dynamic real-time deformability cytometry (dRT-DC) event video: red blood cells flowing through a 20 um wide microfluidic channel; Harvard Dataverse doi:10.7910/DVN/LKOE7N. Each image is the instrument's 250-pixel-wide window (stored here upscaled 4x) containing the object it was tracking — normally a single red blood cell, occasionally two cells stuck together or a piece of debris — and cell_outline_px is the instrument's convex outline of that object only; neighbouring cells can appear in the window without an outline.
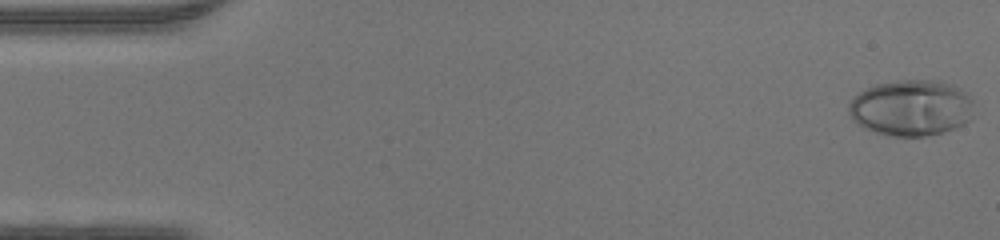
{"species": "human", "species_latin": "Homo sapiens", "temperature_condition": "warm", "stored_images_in_passage": 44, "camera_frame_rate_fps": 3000, "um_per_image_px": 0.085, "donor": {"sex": "male"}, "frame": {"image": 1, "passage_image": 1, "time_ms": 0.0, "image_size_px": [1000, 240], "cell_outline_px": [[972, 120], [956, 128], [944, 132], [924, 136], [888, 136], [864, 128], [852, 120], [848, 112], [848, 104], [852, 96], [876, 84], [900, 80], [940, 80], [952, 84], [968, 92], [972, 100]], "centroid_in_image_um": [77.47, 9.16], "position_along_channel_um": 7.5, "area_um2": 41.44}}
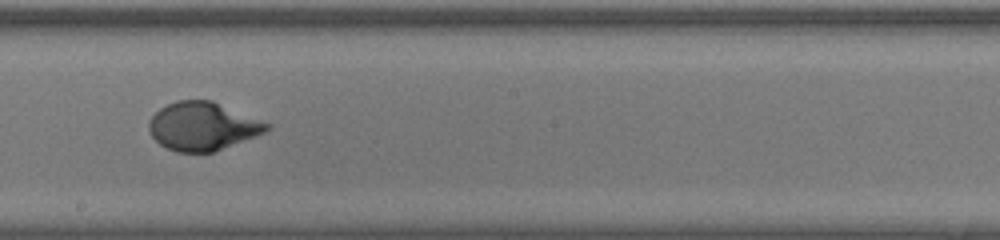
{"frame": {"image": 2, "passage_image": 26, "time_ms": 8.333, "image_size_px": [1000, 240], "cell_outline_px": [[272, 128], [256, 136], [212, 152], [176, 152], [160, 144], [152, 136], [148, 128], [148, 124], [152, 116], [160, 108], [176, 100], [212, 100], [272, 124]], "centroid_in_image_um": [17.24, 10.72], "position_along_channel_um": 231.0, "area_um2": 33.06}}
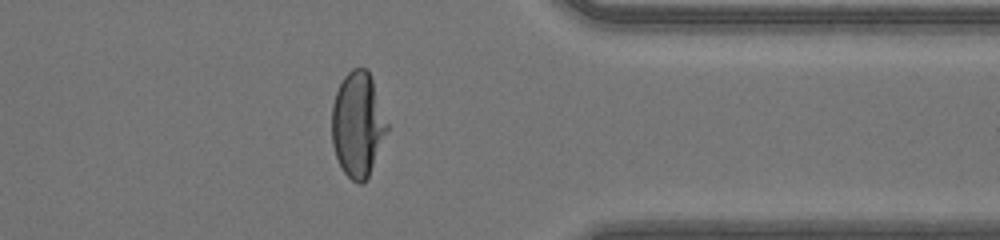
{"frame": {"image": 3, "passage_image": 37, "time_ms": 12.0, "image_size_px": [1000, 240], "cell_outline_px": [[388, 128], [368, 176], [364, 184], [360, 184], [352, 180], [344, 172], [336, 156], [332, 144], [332, 104], [336, 92], [344, 76], [352, 68], [368, 68], [388, 124]], "centroid_in_image_um": [30.39, 10.56], "position_along_channel_um": 381.0, "area_um2": 33.41}}